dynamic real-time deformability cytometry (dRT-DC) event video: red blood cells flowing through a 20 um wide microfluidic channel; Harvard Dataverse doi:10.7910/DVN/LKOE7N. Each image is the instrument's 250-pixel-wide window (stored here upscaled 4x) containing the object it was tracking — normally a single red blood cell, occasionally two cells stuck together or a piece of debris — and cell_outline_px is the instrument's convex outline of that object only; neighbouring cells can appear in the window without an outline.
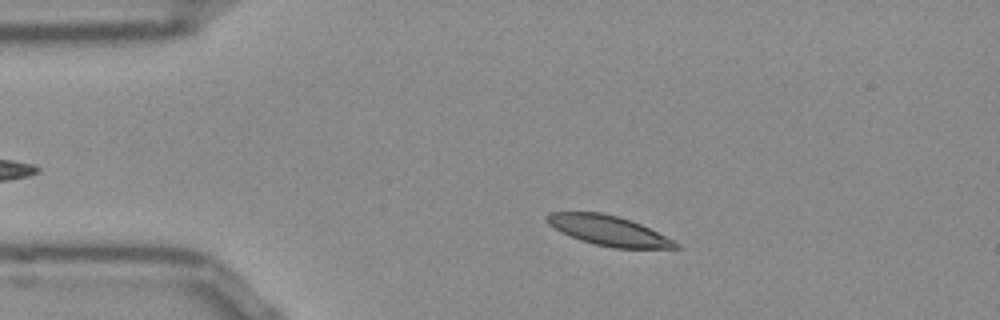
{"species": "Egyptian fruit bat (a non-hibernating species)", "species_latin": "Rousettus aegyptiacus", "temperature_condition": "room temperature", "stored_images_in_passage": 37, "camera_frame_rate_fps": 3000, "um_per_image_px": 0.085, "frame": {"image": 1, "passage_image": 1, "time_ms": 0.0, "image_size_px": [1000, 320], "cell_outline_px": [[680, 248], [612, 248], [580, 240], [560, 232], [548, 224], [544, 220], [544, 216], [548, 212], [600, 212], [620, 216], [632, 220], [680, 244]], "centroid_in_image_um": [51.65, 19.58], "position_along_channel_um": 33.3, "area_um2": 22.43}}
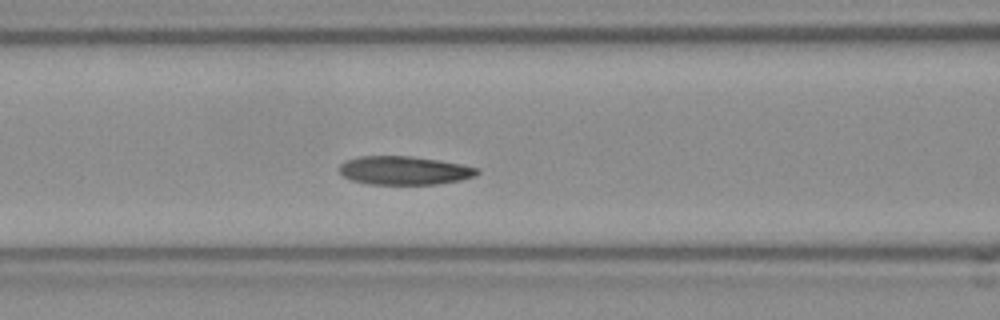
{"frame": {"image": 2, "passage_image": 12, "time_ms": 3.667, "image_size_px": [1000, 320], "cell_outline_px": [[480, 172], [476, 176], [460, 180], [436, 184], [368, 184], [352, 180], [344, 176], [340, 172], [340, 164], [344, 160], [360, 156], [408, 156], [440, 160], [480, 168]], "centroid_in_image_um": [34.38, 14.48], "position_along_channel_um": 132.2, "area_um2": 22.95}}
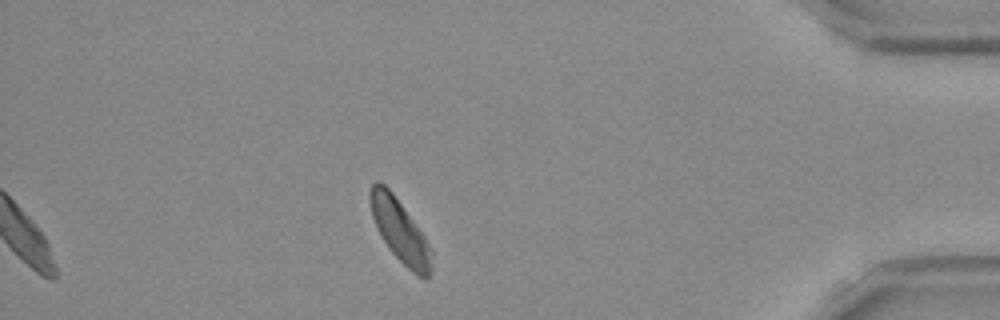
{"frame": {"image": 3, "passage_image": 37, "time_ms": 12.0, "image_size_px": [1000, 320], "cell_outline_px": [[432, 272], [428, 280], [412, 272], [388, 248], [372, 216], [368, 196], [368, 192], [372, 184], [376, 180], [384, 184], [392, 192], [424, 236], [432, 248]], "centroid_in_image_um": [34.01, 19.63], "position_along_channel_um": 401.2, "area_um2": 22.2}, "authors_computed_cell_mechanics": {"area_um2": 23.12, "velocity_mm_per_s": 3.7798, "shape_relaxation_time_tau1_ms": 3.08, "shape_relaxation_time_tau2_ms": 2.9387, "deformation_change_tau1": 0.0899, "deformation_change_tau2": 0.0801}}